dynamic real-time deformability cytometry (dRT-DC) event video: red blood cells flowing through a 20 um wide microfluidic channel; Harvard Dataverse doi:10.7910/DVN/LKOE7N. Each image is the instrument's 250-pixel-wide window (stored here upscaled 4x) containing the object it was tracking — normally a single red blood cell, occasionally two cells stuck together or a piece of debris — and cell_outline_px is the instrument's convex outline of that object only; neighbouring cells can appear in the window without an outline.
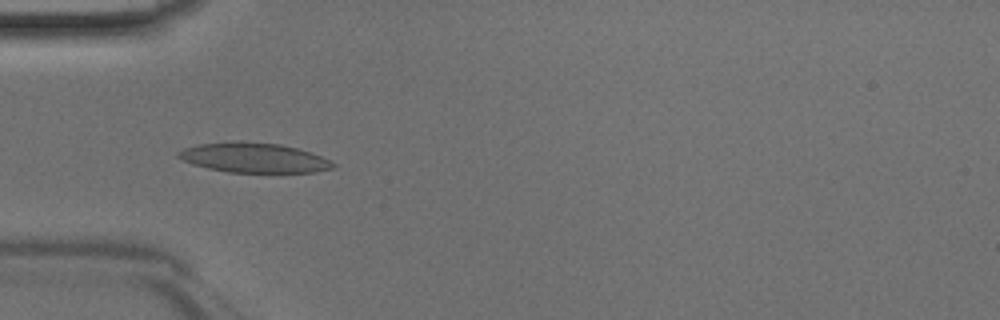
{"species": "Egyptian fruit bat (a non-hibernating species)", "species_latin": "Rousettus aegyptiacus", "temperature_condition": "room temperature", "stored_images_in_passage": 46, "camera_frame_rate_fps": 3000, "um_per_image_px": 0.085, "animal": {"sex": "male"}, "frame": {"image": 1, "passage_image": 14, "time_ms": 4.333, "image_size_px": [1000, 320], "cell_outline_px": [[336, 164], [332, 168], [312, 172], [228, 172], [208, 168], [192, 164], [176, 156], [176, 152], [184, 148], [196, 144], [232, 140], [236, 140], [280, 144], [312, 152]], "centroid_in_image_um": [21.51, 13.38], "position_along_channel_um": 63.5, "area_um2": 26.93}}
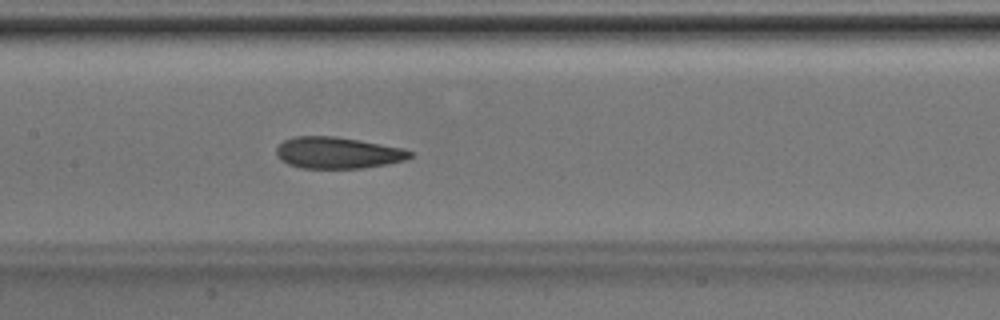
{"frame": {"image": 2, "passage_image": 22, "time_ms": 7.0, "image_size_px": [1000, 320], "cell_outline_px": [[412, 156], [404, 160], [388, 164], [364, 168], [300, 168], [288, 164], [280, 160], [276, 156], [276, 148], [284, 140], [292, 136], [336, 136], [404, 148], [412, 152]], "centroid_in_image_um": [28.68, 12.99], "position_along_channel_um": 178.7, "area_um2": 24.68}}
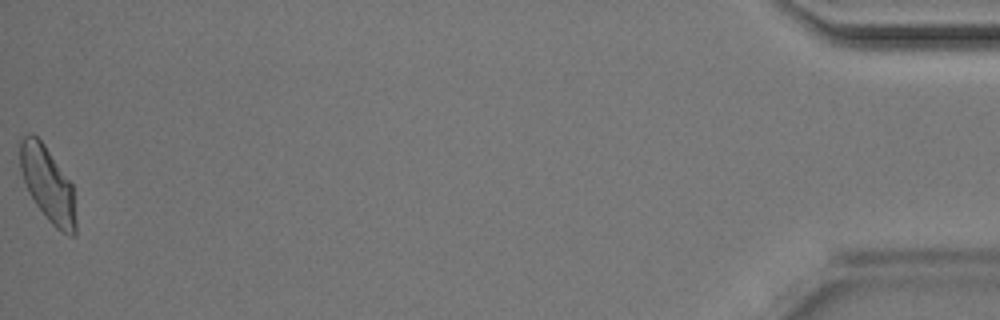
{"frame": {"image": 3, "passage_image": 46, "time_ms": 15.0, "image_size_px": [1000, 320], "cell_outline_px": [[76, 236], [68, 236], [60, 232], [48, 220], [36, 204], [28, 192], [20, 168], [20, 140], [28, 132], [32, 132], [44, 144], [72, 184], [76, 220]], "centroid_in_image_um": [4.06, 15.68], "position_along_channel_um": 431.1, "area_um2": 24.33}}